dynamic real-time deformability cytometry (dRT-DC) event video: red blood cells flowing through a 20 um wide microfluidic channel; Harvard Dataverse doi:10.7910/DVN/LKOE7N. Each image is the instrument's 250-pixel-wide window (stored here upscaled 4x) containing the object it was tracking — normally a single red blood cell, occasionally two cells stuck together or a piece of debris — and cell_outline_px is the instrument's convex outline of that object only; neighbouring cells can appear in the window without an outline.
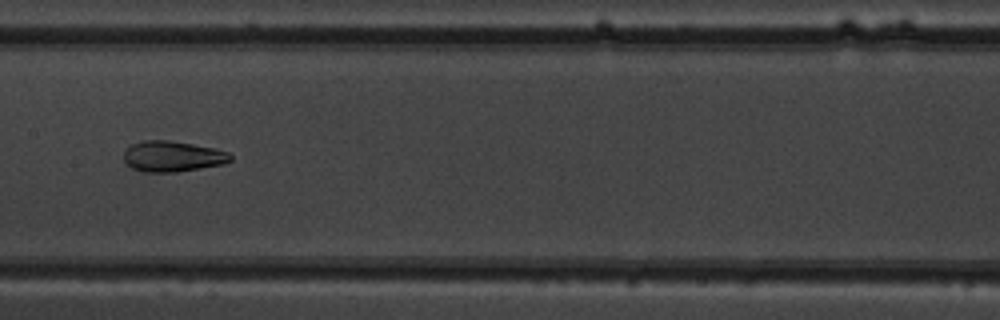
{"species": "common noctule bat (a hibernating species)", "species_latin": "Nyctalus noctula", "temperature_condition": "warm", "stored_images_in_passage": 52, "camera_frame_rate_fps": 3000, "um_per_image_px": 0.085, "animal": {"sex": "male", "body_mass_g": 19.5, "forearm_length_mm": 54.6}, "frame": {"image": 1, "passage_image": 27, "time_ms": 8.667, "image_size_px": [1000, 320], "cell_outline_px": [[232, 160], [224, 164], [176, 172], [144, 172], [132, 168], [124, 160], [124, 148], [132, 144], [144, 140], [168, 140], [192, 144], [212, 148], [228, 152], [232, 156]], "centroid_in_image_um": [14.64, 13.29], "position_along_channel_um": 192.8, "area_um2": 19.07}}
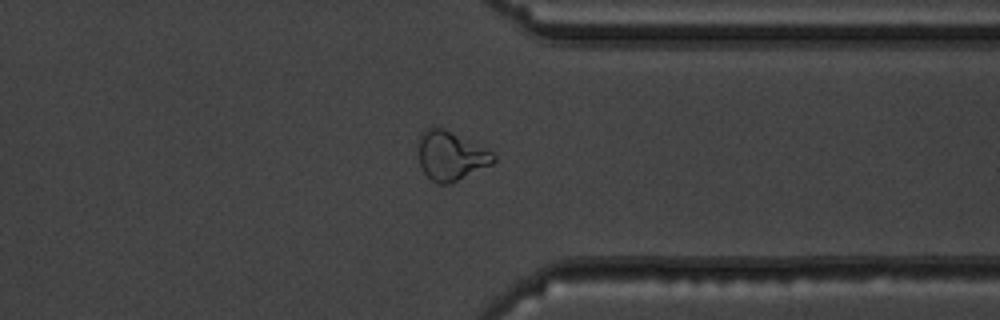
{"frame": {"image": 2, "passage_image": 41, "time_ms": 13.333, "image_size_px": [1000, 320], "cell_outline_px": [[496, 160], [492, 164], [448, 184], [436, 184], [420, 168], [420, 132], [424, 128], [444, 128], [492, 152], [496, 156]], "centroid_in_image_um": [38.31, 13.25], "position_along_channel_um": 373.1, "area_um2": 21.04}}
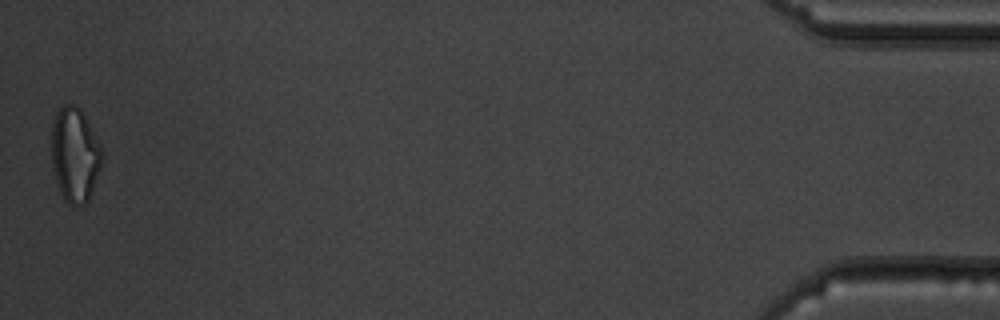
{"frame": {"image": 3, "passage_image": 52, "time_ms": 17.0, "image_size_px": [1000, 320], "cell_outline_px": [[104, 156], [100, 168], [88, 200], [84, 204], [68, 204], [64, 200], [60, 192], [52, 168], [52, 124], [56, 112], [64, 104], [76, 104], [80, 108], [100, 144], [104, 152]], "centroid_in_image_um": [6.36, 13.13], "position_along_channel_um": 428.8, "area_um2": 27.74}, "authors_computed_cell_mechanics": {"area_um2": 22.9177, "velocity_mm_per_s": 3.9076, "shape_relaxation_time_tau1_ms": null, "shape_relaxation_time_tau2_ms": 2.6626, "deformation_change_tau1": null, "deformation_change_tau2": 0.0839}}